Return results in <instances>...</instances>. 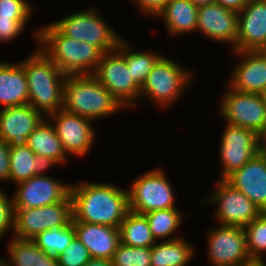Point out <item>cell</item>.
I'll list each match as a JSON object with an SVG mask.
<instances>
[{
  "label": "cell",
  "mask_w": 266,
  "mask_h": 266,
  "mask_svg": "<svg viewBox=\"0 0 266 266\" xmlns=\"http://www.w3.org/2000/svg\"><path fill=\"white\" fill-rule=\"evenodd\" d=\"M192 77L193 72L162 55L141 86L140 98L146 96L148 100L166 109V106L170 107L182 98Z\"/></svg>",
  "instance_id": "5b68a950"
},
{
  "label": "cell",
  "mask_w": 266,
  "mask_h": 266,
  "mask_svg": "<svg viewBox=\"0 0 266 266\" xmlns=\"http://www.w3.org/2000/svg\"><path fill=\"white\" fill-rule=\"evenodd\" d=\"M128 42L129 40L122 39L117 50L124 56L135 81L142 86L153 66L162 55L153 51L134 52Z\"/></svg>",
  "instance_id": "f546056e"
},
{
  "label": "cell",
  "mask_w": 266,
  "mask_h": 266,
  "mask_svg": "<svg viewBox=\"0 0 266 266\" xmlns=\"http://www.w3.org/2000/svg\"><path fill=\"white\" fill-rule=\"evenodd\" d=\"M13 194L14 209H30L51 205L70 195L71 185L49 175H35L16 185Z\"/></svg>",
  "instance_id": "9a60e30c"
},
{
  "label": "cell",
  "mask_w": 266,
  "mask_h": 266,
  "mask_svg": "<svg viewBox=\"0 0 266 266\" xmlns=\"http://www.w3.org/2000/svg\"><path fill=\"white\" fill-rule=\"evenodd\" d=\"M32 5L28 0H0V17L29 20L35 10Z\"/></svg>",
  "instance_id": "e575fe53"
},
{
  "label": "cell",
  "mask_w": 266,
  "mask_h": 266,
  "mask_svg": "<svg viewBox=\"0 0 266 266\" xmlns=\"http://www.w3.org/2000/svg\"><path fill=\"white\" fill-rule=\"evenodd\" d=\"M157 17L162 18L170 35L180 36L196 32L198 7L190 0H169Z\"/></svg>",
  "instance_id": "d4e9b609"
},
{
  "label": "cell",
  "mask_w": 266,
  "mask_h": 266,
  "mask_svg": "<svg viewBox=\"0 0 266 266\" xmlns=\"http://www.w3.org/2000/svg\"><path fill=\"white\" fill-rule=\"evenodd\" d=\"M248 0H215L216 4L223 6L224 8L234 10L235 12H241L247 5Z\"/></svg>",
  "instance_id": "ab89813d"
},
{
  "label": "cell",
  "mask_w": 266,
  "mask_h": 266,
  "mask_svg": "<svg viewBox=\"0 0 266 266\" xmlns=\"http://www.w3.org/2000/svg\"><path fill=\"white\" fill-rule=\"evenodd\" d=\"M29 20H13L11 17H0V42H12L18 37Z\"/></svg>",
  "instance_id": "8d00e7d4"
},
{
  "label": "cell",
  "mask_w": 266,
  "mask_h": 266,
  "mask_svg": "<svg viewBox=\"0 0 266 266\" xmlns=\"http://www.w3.org/2000/svg\"><path fill=\"white\" fill-rule=\"evenodd\" d=\"M7 245L4 266H58L57 257L44 252L33 239L12 237Z\"/></svg>",
  "instance_id": "cb8c5ba5"
},
{
  "label": "cell",
  "mask_w": 266,
  "mask_h": 266,
  "mask_svg": "<svg viewBox=\"0 0 266 266\" xmlns=\"http://www.w3.org/2000/svg\"><path fill=\"white\" fill-rule=\"evenodd\" d=\"M15 63L0 61L1 108L28 104L29 91L26 74L20 61Z\"/></svg>",
  "instance_id": "7402d4cb"
},
{
  "label": "cell",
  "mask_w": 266,
  "mask_h": 266,
  "mask_svg": "<svg viewBox=\"0 0 266 266\" xmlns=\"http://www.w3.org/2000/svg\"><path fill=\"white\" fill-rule=\"evenodd\" d=\"M128 189L129 211L146 214L176 208L175 195L166 172L155 168L138 176Z\"/></svg>",
  "instance_id": "52a82bcc"
},
{
  "label": "cell",
  "mask_w": 266,
  "mask_h": 266,
  "mask_svg": "<svg viewBox=\"0 0 266 266\" xmlns=\"http://www.w3.org/2000/svg\"><path fill=\"white\" fill-rule=\"evenodd\" d=\"M20 64L27 78L28 104L45 117L61 110L67 76L38 47Z\"/></svg>",
  "instance_id": "3957f363"
},
{
  "label": "cell",
  "mask_w": 266,
  "mask_h": 266,
  "mask_svg": "<svg viewBox=\"0 0 266 266\" xmlns=\"http://www.w3.org/2000/svg\"><path fill=\"white\" fill-rule=\"evenodd\" d=\"M143 215L146 217L156 241L159 242V240L162 241V239H164V241H172L181 238L174 234L178 231L184 218V214L180 209L170 208L166 210H155Z\"/></svg>",
  "instance_id": "f1b7e54d"
},
{
  "label": "cell",
  "mask_w": 266,
  "mask_h": 266,
  "mask_svg": "<svg viewBox=\"0 0 266 266\" xmlns=\"http://www.w3.org/2000/svg\"><path fill=\"white\" fill-rule=\"evenodd\" d=\"M208 232L207 258L212 266H247L254 263L247 250L244 228L220 225Z\"/></svg>",
  "instance_id": "7c38bea8"
},
{
  "label": "cell",
  "mask_w": 266,
  "mask_h": 266,
  "mask_svg": "<svg viewBox=\"0 0 266 266\" xmlns=\"http://www.w3.org/2000/svg\"><path fill=\"white\" fill-rule=\"evenodd\" d=\"M93 76L124 108L137 107L141 86L133 78L124 56L117 49L103 54Z\"/></svg>",
  "instance_id": "ba28073f"
},
{
  "label": "cell",
  "mask_w": 266,
  "mask_h": 266,
  "mask_svg": "<svg viewBox=\"0 0 266 266\" xmlns=\"http://www.w3.org/2000/svg\"><path fill=\"white\" fill-rule=\"evenodd\" d=\"M120 243L131 247H152L153 237L146 217L129 211L118 227Z\"/></svg>",
  "instance_id": "83f0119b"
},
{
  "label": "cell",
  "mask_w": 266,
  "mask_h": 266,
  "mask_svg": "<svg viewBox=\"0 0 266 266\" xmlns=\"http://www.w3.org/2000/svg\"><path fill=\"white\" fill-rule=\"evenodd\" d=\"M83 266H112L111 260L100 259V258H91Z\"/></svg>",
  "instance_id": "b9f144b4"
},
{
  "label": "cell",
  "mask_w": 266,
  "mask_h": 266,
  "mask_svg": "<svg viewBox=\"0 0 266 266\" xmlns=\"http://www.w3.org/2000/svg\"><path fill=\"white\" fill-rule=\"evenodd\" d=\"M72 225L75 236L88 249L92 258H112L120 244L118 228L84 222H72Z\"/></svg>",
  "instance_id": "44dd1931"
},
{
  "label": "cell",
  "mask_w": 266,
  "mask_h": 266,
  "mask_svg": "<svg viewBox=\"0 0 266 266\" xmlns=\"http://www.w3.org/2000/svg\"><path fill=\"white\" fill-rule=\"evenodd\" d=\"M257 155L266 159V127L257 134Z\"/></svg>",
  "instance_id": "60d3db41"
},
{
  "label": "cell",
  "mask_w": 266,
  "mask_h": 266,
  "mask_svg": "<svg viewBox=\"0 0 266 266\" xmlns=\"http://www.w3.org/2000/svg\"><path fill=\"white\" fill-rule=\"evenodd\" d=\"M94 122L124 107L93 75L67 76L63 108Z\"/></svg>",
  "instance_id": "277c9868"
},
{
  "label": "cell",
  "mask_w": 266,
  "mask_h": 266,
  "mask_svg": "<svg viewBox=\"0 0 266 266\" xmlns=\"http://www.w3.org/2000/svg\"><path fill=\"white\" fill-rule=\"evenodd\" d=\"M218 180L212 195L203 202L216 204L214 216L219 225L245 228L262 212L242 192L234 189L225 180Z\"/></svg>",
  "instance_id": "8fae6325"
},
{
  "label": "cell",
  "mask_w": 266,
  "mask_h": 266,
  "mask_svg": "<svg viewBox=\"0 0 266 266\" xmlns=\"http://www.w3.org/2000/svg\"><path fill=\"white\" fill-rule=\"evenodd\" d=\"M194 3L197 7L214 4L215 0H190Z\"/></svg>",
  "instance_id": "7bdbcfd3"
},
{
  "label": "cell",
  "mask_w": 266,
  "mask_h": 266,
  "mask_svg": "<svg viewBox=\"0 0 266 266\" xmlns=\"http://www.w3.org/2000/svg\"><path fill=\"white\" fill-rule=\"evenodd\" d=\"M133 2L144 14L146 13V15L156 18L163 11L169 0H133Z\"/></svg>",
  "instance_id": "74e56055"
},
{
  "label": "cell",
  "mask_w": 266,
  "mask_h": 266,
  "mask_svg": "<svg viewBox=\"0 0 266 266\" xmlns=\"http://www.w3.org/2000/svg\"><path fill=\"white\" fill-rule=\"evenodd\" d=\"M220 139V180H225L257 155V134L247 128L226 123Z\"/></svg>",
  "instance_id": "5bb4252c"
},
{
  "label": "cell",
  "mask_w": 266,
  "mask_h": 266,
  "mask_svg": "<svg viewBox=\"0 0 266 266\" xmlns=\"http://www.w3.org/2000/svg\"><path fill=\"white\" fill-rule=\"evenodd\" d=\"M240 57L229 76L228 86L234 90L264 94L266 92V51H232Z\"/></svg>",
  "instance_id": "d6986e66"
},
{
  "label": "cell",
  "mask_w": 266,
  "mask_h": 266,
  "mask_svg": "<svg viewBox=\"0 0 266 266\" xmlns=\"http://www.w3.org/2000/svg\"><path fill=\"white\" fill-rule=\"evenodd\" d=\"M48 118H45L28 136L27 146L38 156L54 160L57 164L67 162L69 158L65 153L61 141Z\"/></svg>",
  "instance_id": "484cf974"
},
{
  "label": "cell",
  "mask_w": 266,
  "mask_h": 266,
  "mask_svg": "<svg viewBox=\"0 0 266 266\" xmlns=\"http://www.w3.org/2000/svg\"><path fill=\"white\" fill-rule=\"evenodd\" d=\"M90 252L75 236L62 254L57 256L58 266H83L91 259Z\"/></svg>",
  "instance_id": "836d02e7"
},
{
  "label": "cell",
  "mask_w": 266,
  "mask_h": 266,
  "mask_svg": "<svg viewBox=\"0 0 266 266\" xmlns=\"http://www.w3.org/2000/svg\"><path fill=\"white\" fill-rule=\"evenodd\" d=\"M193 247L185 238L156 242L151 247V266H187L194 258Z\"/></svg>",
  "instance_id": "4316f807"
},
{
  "label": "cell",
  "mask_w": 266,
  "mask_h": 266,
  "mask_svg": "<svg viewBox=\"0 0 266 266\" xmlns=\"http://www.w3.org/2000/svg\"><path fill=\"white\" fill-rule=\"evenodd\" d=\"M110 260L112 266H151V247H131L120 243Z\"/></svg>",
  "instance_id": "d6a6232c"
},
{
  "label": "cell",
  "mask_w": 266,
  "mask_h": 266,
  "mask_svg": "<svg viewBox=\"0 0 266 266\" xmlns=\"http://www.w3.org/2000/svg\"><path fill=\"white\" fill-rule=\"evenodd\" d=\"M247 266H266V262H262V263L254 262V263L247 265Z\"/></svg>",
  "instance_id": "ee69618b"
},
{
  "label": "cell",
  "mask_w": 266,
  "mask_h": 266,
  "mask_svg": "<svg viewBox=\"0 0 266 266\" xmlns=\"http://www.w3.org/2000/svg\"><path fill=\"white\" fill-rule=\"evenodd\" d=\"M45 118L29 104L0 108V139L9 147L27 145L28 136Z\"/></svg>",
  "instance_id": "ac0fdd59"
},
{
  "label": "cell",
  "mask_w": 266,
  "mask_h": 266,
  "mask_svg": "<svg viewBox=\"0 0 266 266\" xmlns=\"http://www.w3.org/2000/svg\"><path fill=\"white\" fill-rule=\"evenodd\" d=\"M202 35L215 42L230 43L232 50L238 34V12L219 4L198 7L197 28Z\"/></svg>",
  "instance_id": "2e32d148"
},
{
  "label": "cell",
  "mask_w": 266,
  "mask_h": 266,
  "mask_svg": "<svg viewBox=\"0 0 266 266\" xmlns=\"http://www.w3.org/2000/svg\"><path fill=\"white\" fill-rule=\"evenodd\" d=\"M235 51H266V2L248 0L238 13Z\"/></svg>",
  "instance_id": "e0dca14e"
},
{
  "label": "cell",
  "mask_w": 266,
  "mask_h": 266,
  "mask_svg": "<svg viewBox=\"0 0 266 266\" xmlns=\"http://www.w3.org/2000/svg\"><path fill=\"white\" fill-rule=\"evenodd\" d=\"M72 222L118 228L129 212L128 190L111 183L81 182L70 189Z\"/></svg>",
  "instance_id": "6da1fadb"
},
{
  "label": "cell",
  "mask_w": 266,
  "mask_h": 266,
  "mask_svg": "<svg viewBox=\"0 0 266 266\" xmlns=\"http://www.w3.org/2000/svg\"><path fill=\"white\" fill-rule=\"evenodd\" d=\"M225 181L246 195L263 213L266 211V159L256 155Z\"/></svg>",
  "instance_id": "ffe728a7"
},
{
  "label": "cell",
  "mask_w": 266,
  "mask_h": 266,
  "mask_svg": "<svg viewBox=\"0 0 266 266\" xmlns=\"http://www.w3.org/2000/svg\"><path fill=\"white\" fill-rule=\"evenodd\" d=\"M218 108L220 116L228 124L247 128L256 134L266 127V100L263 94L228 87Z\"/></svg>",
  "instance_id": "30bf717a"
},
{
  "label": "cell",
  "mask_w": 266,
  "mask_h": 266,
  "mask_svg": "<svg viewBox=\"0 0 266 266\" xmlns=\"http://www.w3.org/2000/svg\"><path fill=\"white\" fill-rule=\"evenodd\" d=\"M244 230L246 232L247 250L251 260L259 263L265 262L262 257L266 253V215L261 213Z\"/></svg>",
  "instance_id": "1f68e13d"
},
{
  "label": "cell",
  "mask_w": 266,
  "mask_h": 266,
  "mask_svg": "<svg viewBox=\"0 0 266 266\" xmlns=\"http://www.w3.org/2000/svg\"><path fill=\"white\" fill-rule=\"evenodd\" d=\"M14 215L13 197L9 198V195L0 189V239L8 231H14Z\"/></svg>",
  "instance_id": "d590c367"
},
{
  "label": "cell",
  "mask_w": 266,
  "mask_h": 266,
  "mask_svg": "<svg viewBox=\"0 0 266 266\" xmlns=\"http://www.w3.org/2000/svg\"><path fill=\"white\" fill-rule=\"evenodd\" d=\"M54 165L58 164L45 156L35 155L27 145L10 147V183L17 185L35 175H44V171Z\"/></svg>",
  "instance_id": "603a6c76"
},
{
  "label": "cell",
  "mask_w": 266,
  "mask_h": 266,
  "mask_svg": "<svg viewBox=\"0 0 266 266\" xmlns=\"http://www.w3.org/2000/svg\"><path fill=\"white\" fill-rule=\"evenodd\" d=\"M10 147L0 139V182H10Z\"/></svg>",
  "instance_id": "f35d334b"
},
{
  "label": "cell",
  "mask_w": 266,
  "mask_h": 266,
  "mask_svg": "<svg viewBox=\"0 0 266 266\" xmlns=\"http://www.w3.org/2000/svg\"><path fill=\"white\" fill-rule=\"evenodd\" d=\"M74 237L75 229L71 222L65 227L43 231L34 237L33 240L44 252L57 257L63 253Z\"/></svg>",
  "instance_id": "4dcf8cb0"
},
{
  "label": "cell",
  "mask_w": 266,
  "mask_h": 266,
  "mask_svg": "<svg viewBox=\"0 0 266 266\" xmlns=\"http://www.w3.org/2000/svg\"><path fill=\"white\" fill-rule=\"evenodd\" d=\"M37 46L65 76L93 75L103 52L85 41L62 34L53 24L34 31Z\"/></svg>",
  "instance_id": "7a4b0ae2"
},
{
  "label": "cell",
  "mask_w": 266,
  "mask_h": 266,
  "mask_svg": "<svg viewBox=\"0 0 266 266\" xmlns=\"http://www.w3.org/2000/svg\"><path fill=\"white\" fill-rule=\"evenodd\" d=\"M14 237L33 239L43 231L68 226L73 219L72 199L37 208L14 209Z\"/></svg>",
  "instance_id": "9c48e42d"
},
{
  "label": "cell",
  "mask_w": 266,
  "mask_h": 266,
  "mask_svg": "<svg viewBox=\"0 0 266 266\" xmlns=\"http://www.w3.org/2000/svg\"><path fill=\"white\" fill-rule=\"evenodd\" d=\"M46 118H50L48 121L52 122L67 156L68 154L74 157L88 155L96 139L95 129L92 126L93 121L64 109L52 113Z\"/></svg>",
  "instance_id": "4fadbf2b"
},
{
  "label": "cell",
  "mask_w": 266,
  "mask_h": 266,
  "mask_svg": "<svg viewBox=\"0 0 266 266\" xmlns=\"http://www.w3.org/2000/svg\"><path fill=\"white\" fill-rule=\"evenodd\" d=\"M2 265V257L0 256V266Z\"/></svg>",
  "instance_id": "f6af8a7d"
},
{
  "label": "cell",
  "mask_w": 266,
  "mask_h": 266,
  "mask_svg": "<svg viewBox=\"0 0 266 266\" xmlns=\"http://www.w3.org/2000/svg\"><path fill=\"white\" fill-rule=\"evenodd\" d=\"M101 15L96 7L91 6L89 10L68 14L52 24L65 36L85 41L105 53L117 49L123 38Z\"/></svg>",
  "instance_id": "8992f818"
}]
</instances>
